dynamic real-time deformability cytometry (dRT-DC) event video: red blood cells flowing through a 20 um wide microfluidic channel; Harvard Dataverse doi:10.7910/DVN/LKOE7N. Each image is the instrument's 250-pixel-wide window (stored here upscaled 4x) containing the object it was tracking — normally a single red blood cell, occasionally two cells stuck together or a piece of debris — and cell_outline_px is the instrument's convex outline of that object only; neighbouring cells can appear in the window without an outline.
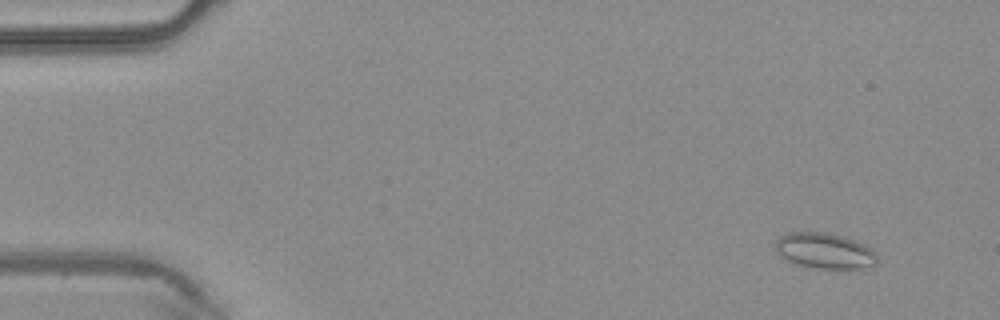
{"species": "common noctule bat (a hibernating species)", "species_latin": "Nyctalus noctula", "temperature_condition": "warm", "stored_images_in_passage": 48, "camera_frame_rate_fps": 3000, "um_per_image_px": 0.085, "animal": {"sex": "male", "body_mass_g": 20.4}, "frame": {"image": 1, "passage_image": 4, "time_ms": 1.0, "image_size_px": [1000, 320], "cell_outline_px": [[876, 264], [860, 268], [820, 268], [796, 264], [780, 256], [776, 252], [776, 240], [780, 236], [788, 232], [824, 232], [844, 236], [864, 244], [876, 256]], "centroid_in_image_um": [70.04, 21.3], "position_along_channel_um": 15.0, "area_um2": 20.81}}
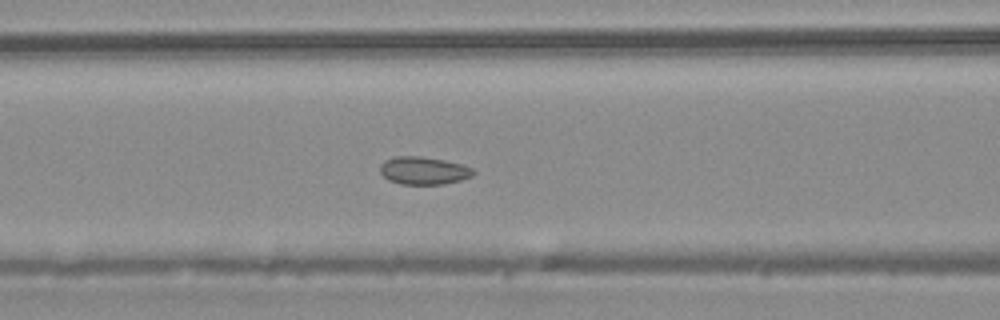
{"frame": {"image": 2, "passage_image": 20, "time_ms": 6.333, "image_size_px": [1000, 320], "cell_outline_px": [[476, 172], [472, 176], [460, 180], [444, 184], [400, 184], [388, 180], [380, 172], [380, 164], [384, 160], [396, 156], [420, 156], [444, 160], [460, 164], [472, 168]], "centroid_in_image_um": [35.99, 14.5], "position_along_channel_um": 130.6, "area_um2": 15.09}}
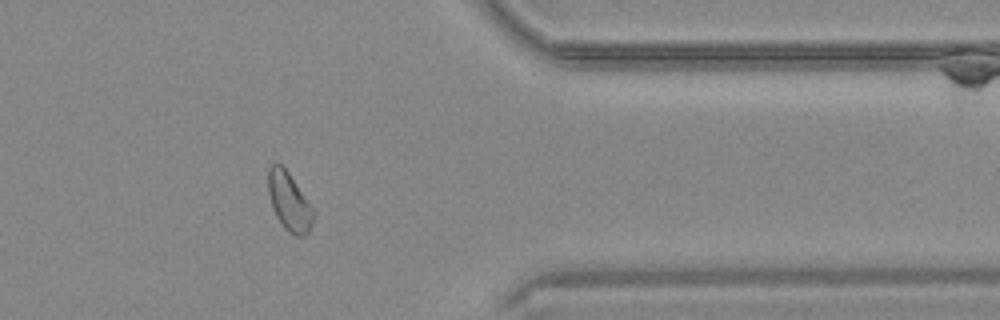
{"frame": {"image": 3, "passage_image": 39, "time_ms": 12.667, "image_size_px": [1000, 320], "cell_outline_px": [[316, 216], [308, 232], [304, 236], [296, 236], [288, 232], [284, 228], [276, 216], [272, 208], [268, 192], [268, 168], [272, 164], [280, 164], [288, 172], [308, 200], [316, 212]], "centroid_in_image_um": [24.6, 17.17], "position_along_channel_um": 386.8, "area_um2": 15.49}}